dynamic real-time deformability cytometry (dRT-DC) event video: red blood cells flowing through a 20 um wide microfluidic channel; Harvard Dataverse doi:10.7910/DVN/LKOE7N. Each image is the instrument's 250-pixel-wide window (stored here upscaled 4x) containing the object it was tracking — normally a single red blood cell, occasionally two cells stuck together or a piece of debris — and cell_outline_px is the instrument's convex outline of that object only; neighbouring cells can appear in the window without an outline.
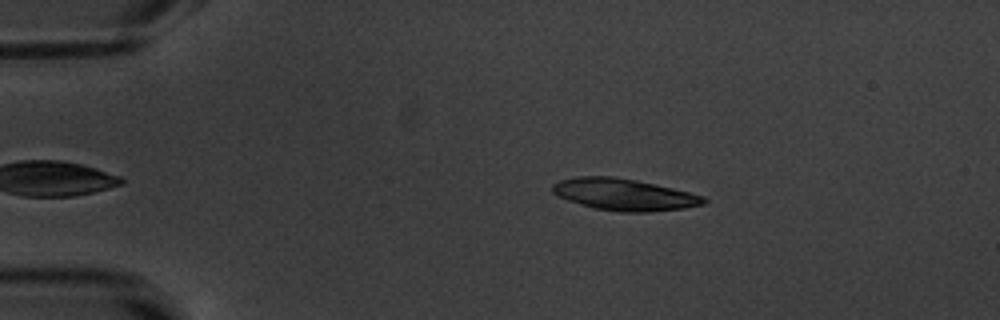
{"species": "common noctule bat (a hibernating species)", "species_latin": "Nyctalus noctula", "temperature_condition": "warm", "stored_images_in_passage": 40, "camera_frame_rate_fps": 3000, "um_per_image_px": 0.085, "animal": {"sex": "male", "body_mass_g": 20.1, "forearm_length_mm": 53.5}, "frame": {"image": 1, "passage_image": 5, "time_ms": 1.333, "image_size_px": [1000, 320], "cell_outline_px": [[708, 200], [704, 204], [684, 208], [648, 212], [620, 212], [592, 208], [568, 200], [552, 192], [552, 184], [560, 180], [576, 176], [612, 176], [636, 180], [672, 188], [704, 196]], "centroid_in_image_um": [53.04, 16.54], "position_along_channel_um": 32.0, "area_um2": 27.92}}